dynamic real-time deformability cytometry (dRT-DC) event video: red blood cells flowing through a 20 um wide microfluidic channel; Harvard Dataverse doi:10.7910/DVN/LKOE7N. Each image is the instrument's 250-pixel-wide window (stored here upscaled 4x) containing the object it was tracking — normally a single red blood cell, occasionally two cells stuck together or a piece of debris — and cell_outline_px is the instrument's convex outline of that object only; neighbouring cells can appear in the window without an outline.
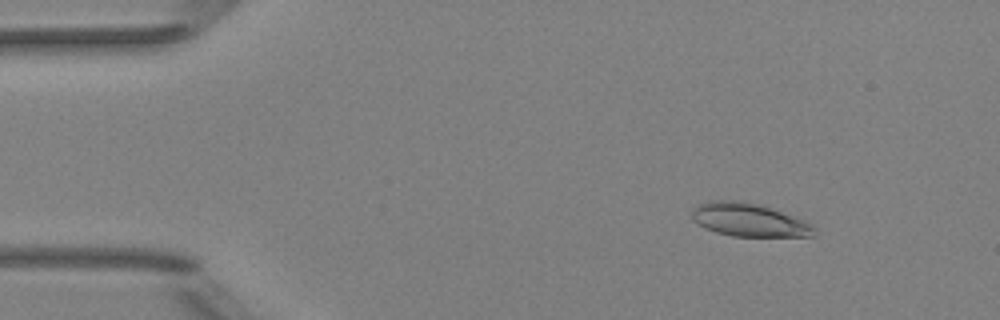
{"species": "Egyptian fruit bat (a non-hibernating species)", "species_latin": "Rousettus aegyptiacus", "temperature_condition": "room temperature", "stored_images_in_passage": 52, "camera_frame_rate_fps": 3000, "um_per_image_px": 0.085, "animal": {"sex": "female"}, "frame": {"image": 1, "passage_image": 7, "time_ms": 2.0, "image_size_px": [1000, 320], "cell_outline_px": [[816, 236], [732, 236], [716, 232], [704, 228], [692, 220], [692, 208], [708, 200], [740, 200], [756, 204], [804, 220], [812, 224], [816, 228]], "centroid_in_image_um": [63.63, 18.7], "position_along_channel_um": 21.4, "area_um2": 23.58}}
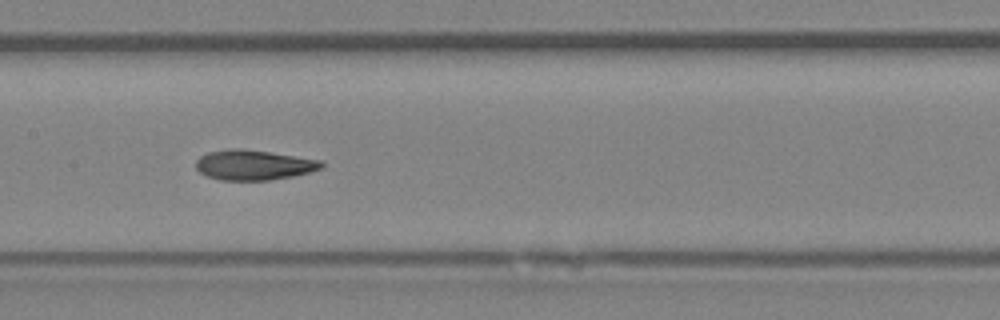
{"frame": {"image": 2, "passage_image": 26, "time_ms": 8.333, "image_size_px": [1000, 320], "cell_outline_px": [[324, 168], [292, 176], [268, 180], [220, 180], [208, 176], [200, 172], [196, 168], [196, 160], [200, 156], [208, 152], [228, 148], [244, 148], [320, 160], [324, 164]], "centroid_in_image_um": [21.54, 14.01], "position_along_channel_um": 185.9, "area_um2": 21.96}}
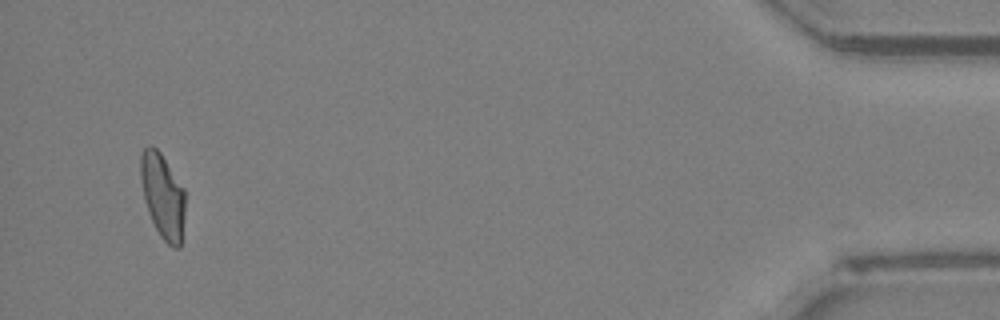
{"frame": {"image": 3, "passage_image": 50, "time_ms": 16.333, "image_size_px": [1000, 320], "cell_outline_px": [[184, 216], [180, 248], [172, 248], [160, 236], [152, 220], [144, 200], [140, 176], [140, 156], [144, 148], [148, 144], [152, 144], [160, 152], [184, 188]], "centroid_in_image_um": [13.82, 16.62], "position_along_channel_um": 421.4, "area_um2": 21.96}, "authors_computed_cell_mechanics": {"area_um2": 22.4553, "velocity_mm_per_s": 3.9594, "shape_relaxation_time_tau1_ms": 8.5507, "shape_relaxation_time_tau2_ms": 2.344, "deformation_change_tau1": 0.2276, "deformation_change_tau2": 0.0803}}